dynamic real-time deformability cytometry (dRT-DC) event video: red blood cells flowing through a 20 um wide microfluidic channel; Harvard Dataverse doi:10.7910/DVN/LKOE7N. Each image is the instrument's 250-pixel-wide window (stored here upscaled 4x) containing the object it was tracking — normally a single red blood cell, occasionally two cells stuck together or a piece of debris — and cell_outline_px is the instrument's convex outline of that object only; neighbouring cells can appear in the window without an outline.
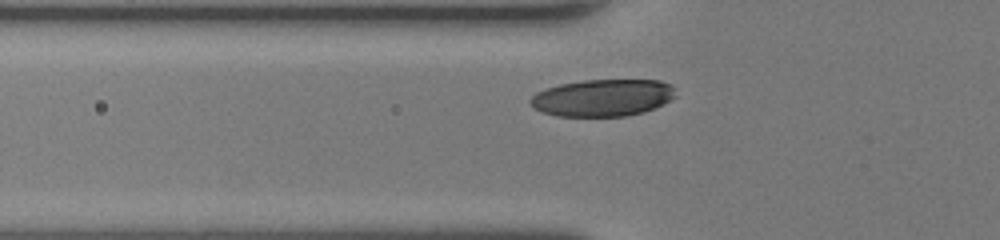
{"species": "human", "species_latin": "Homo sapiens", "temperature_condition": "room temperature", "stored_images_in_passage": 31, "camera_frame_rate_fps": 3000, "um_per_image_px": 0.085, "donor": {"sex": "female"}, "frame": {"image": 1, "passage_image": 7, "time_ms": 2.0, "image_size_px": [1000, 240], "cell_outline_px": [[676, 96], [656, 108], [644, 112], [624, 116], [556, 116], [544, 112], [536, 108], [528, 100], [536, 92], [560, 84], [584, 80], [660, 80], [672, 84], [676, 88]], "centroid_in_image_um": [51.28, 8.3], "position_along_channel_um": 74.5, "area_um2": 31.44}}
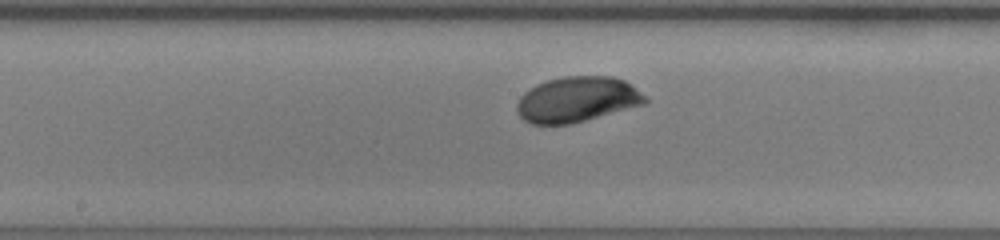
{"frame": {"image": 2, "passage_image": 16, "time_ms": 5.0, "image_size_px": [1000, 240], "cell_outline_px": [[648, 100], [644, 104], [584, 120], [568, 124], [532, 124], [524, 120], [520, 116], [516, 108], [516, 104], [520, 96], [524, 92], [536, 84], [548, 80], [564, 76], [612, 76], [624, 80], [644, 96]], "centroid_in_image_um": [49.0, 8.44], "position_along_channel_um": 199.2, "area_um2": 33.52}}
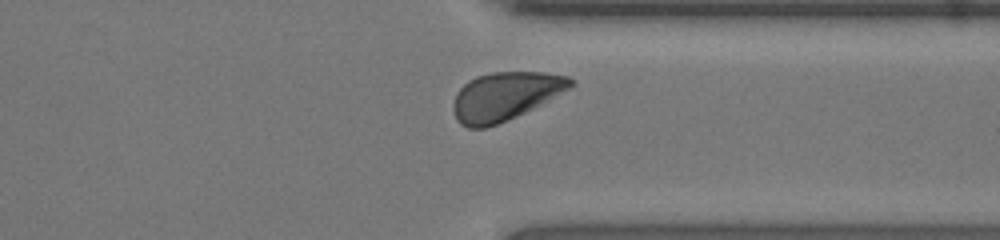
{"frame": {"image": 3, "passage_image": 28, "time_ms": 9.0, "image_size_px": [1000, 240], "cell_outline_px": [[576, 84], [540, 104], [516, 116], [496, 124], [484, 128], [468, 128], [460, 124], [456, 120], [452, 108], [452, 104], [456, 92], [468, 80], [476, 76], [492, 72], [544, 72], [568, 76], [576, 80]], "centroid_in_image_um": [42.9, 8.16], "position_along_channel_um": 368.5, "area_um2": 32.95}, "authors_computed_cell_mechanics": {"area_um2": 32.4258, "velocity_mm_per_s": 4.1928, "shape_relaxation_time_tau1_ms": 1.1139, "shape_relaxation_time_tau2_ms": null, "deformation_change_tau1": 0.088, "deformation_change_tau2": null}}